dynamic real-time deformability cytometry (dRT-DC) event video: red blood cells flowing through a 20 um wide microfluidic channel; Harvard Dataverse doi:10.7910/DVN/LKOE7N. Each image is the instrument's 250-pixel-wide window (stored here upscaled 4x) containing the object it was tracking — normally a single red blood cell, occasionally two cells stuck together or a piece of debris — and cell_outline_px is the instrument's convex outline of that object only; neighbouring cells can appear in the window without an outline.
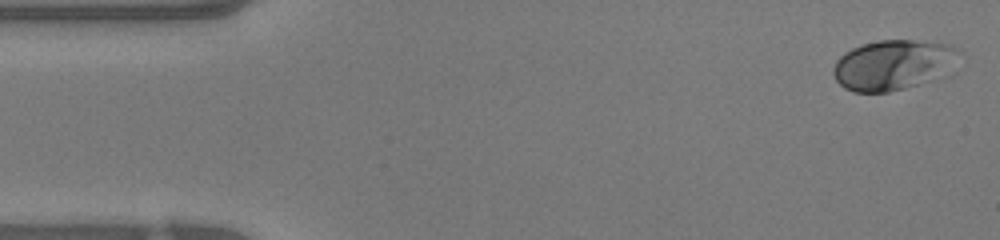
{"species": "human", "species_latin": "Homo sapiens", "temperature_condition": "warm", "stored_images_in_passage": 47, "camera_frame_rate_fps": 3000, "um_per_image_px": 0.085, "donor": {"sex": "female"}, "frame": {"image": 1, "passage_image": 1, "time_ms": 0.0, "image_size_px": [1000, 240], "cell_outline_px": [[956, 48], [916, 84], [904, 88], [888, 92], [852, 92], [844, 88], [836, 80], [832, 72], [832, 68], [836, 60], [844, 52], [852, 48], [864, 44], [880, 40], [912, 40], [948, 44]], "centroid_in_image_um": [75.48, 5.5], "position_along_channel_um": 9.5, "area_um2": 33.47}}
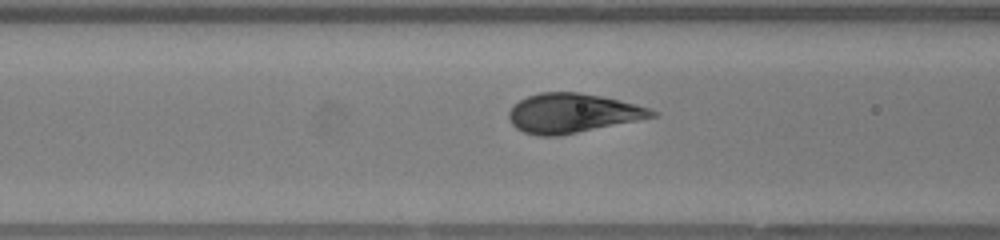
{"frame": {"image": 2, "passage_image": 17, "time_ms": 5.333, "image_size_px": [1000, 240], "cell_outline_px": [[660, 112], [656, 116], [560, 136], [540, 136], [524, 132], [516, 128], [508, 120], [508, 112], [520, 100], [528, 96], [540, 92], [580, 92], [604, 96], [636, 104]], "centroid_in_image_um": [48.66, 9.61], "position_along_channel_um": 117.9, "area_um2": 32.77}}
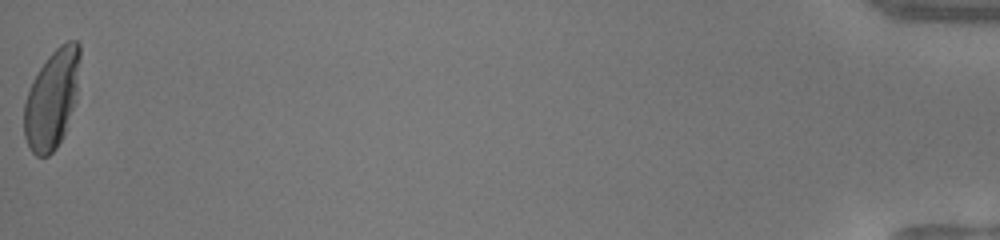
{"frame": {"image": 3, "passage_image": 47, "time_ms": 15.333, "image_size_px": [1000, 240], "cell_outline_px": [[80, 56], [76, 100], [64, 132], [56, 148], [48, 156], [36, 156], [32, 152], [24, 136], [24, 104], [28, 92], [40, 68], [48, 56], [60, 44], [68, 40], [76, 40], [80, 44]], "centroid_in_image_um": [4.42, 8.4], "position_along_channel_um": 430.8, "area_um2": 31.85}, "authors_computed_cell_mechanics": {"area_um2": 32.657, "velocity_mm_per_s": 4.2265, "shape_relaxation_time_tau1_ms": 2.6187, "shape_relaxation_time_tau2_ms": null, "deformation_change_tau1": 0.1828, "deformation_change_tau2": null}}